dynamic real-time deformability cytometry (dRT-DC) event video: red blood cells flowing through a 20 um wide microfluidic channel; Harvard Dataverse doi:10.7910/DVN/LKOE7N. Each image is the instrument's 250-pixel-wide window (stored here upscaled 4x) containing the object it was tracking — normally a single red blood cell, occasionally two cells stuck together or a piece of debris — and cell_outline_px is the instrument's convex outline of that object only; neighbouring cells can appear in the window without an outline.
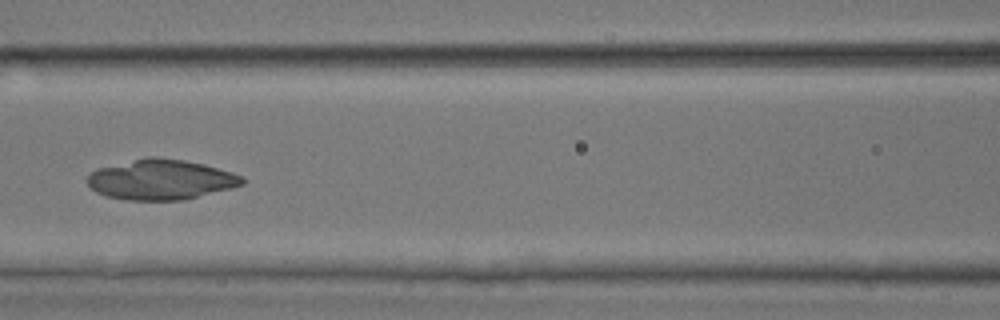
{"species": "common noctule bat (a hibernating species)", "species_latin": "Nyctalus noctula", "temperature_condition": "room temperature", "stored_images_in_passage": 24, "camera_frame_rate_fps": 3000, "um_per_image_px": 0.085, "animal": {"sex": "male", "body_mass_g": 17.9, "forearm_length_mm": 54.2}, "frame": {"image": 1, "passage_image": 8, "time_ms": 2.333, "image_size_px": [1000, 320], "cell_outline_px": [[244, 184], [232, 188], [184, 200], [128, 200], [108, 196], [96, 192], [84, 180], [96, 168], [148, 156], [156, 156], [184, 160], [204, 164], [232, 172], [244, 176]], "centroid_in_image_um": [13.68, 15.26], "position_along_channel_um": 152.9, "area_um2": 36.47}}